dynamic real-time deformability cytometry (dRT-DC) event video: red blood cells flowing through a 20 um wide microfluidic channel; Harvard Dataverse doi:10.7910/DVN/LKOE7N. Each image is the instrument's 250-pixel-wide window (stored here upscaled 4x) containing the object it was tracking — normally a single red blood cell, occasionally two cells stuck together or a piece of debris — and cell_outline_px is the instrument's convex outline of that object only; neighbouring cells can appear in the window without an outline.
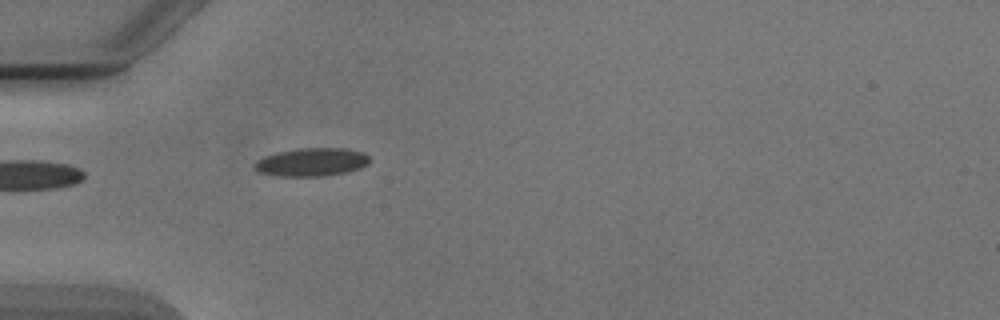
{"species": "Egyptian fruit bat (a non-hibernating species)", "species_latin": "Rousettus aegyptiacus", "temperature_condition": "cold", "stored_images_in_passage": 3, "camera_frame_rate_fps": 3000, "um_per_image_px": 0.085, "animal": {"sex": "male"}, "frame": {"image": 1, "passage_image": 3, "time_ms": 2.333, "image_size_px": [1000, 320], "cell_outline_px": [[368, 164], [360, 168], [348, 172], [324, 176], [280, 176], [260, 172], [256, 168], [256, 160], [264, 156], [280, 152], [300, 148], [344, 148], [364, 152], [368, 156]], "centroid_in_image_um": [26.54, 13.78], "position_along_channel_um": 58.5, "area_um2": 18.73}}